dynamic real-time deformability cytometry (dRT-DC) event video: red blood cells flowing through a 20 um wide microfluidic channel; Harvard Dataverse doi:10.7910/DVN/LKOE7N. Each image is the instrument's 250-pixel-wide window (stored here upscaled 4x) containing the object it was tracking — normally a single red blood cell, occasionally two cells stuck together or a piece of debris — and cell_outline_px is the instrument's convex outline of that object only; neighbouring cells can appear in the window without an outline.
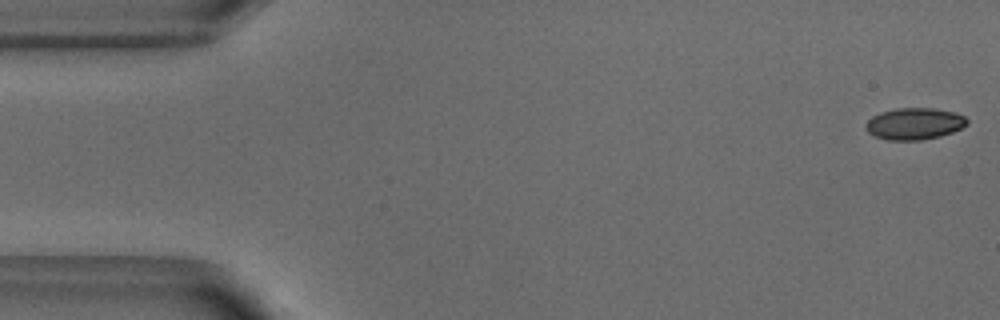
{"species": "common noctule bat (a hibernating species)", "species_latin": "Nyctalus noctula", "temperature_condition": "warm", "stored_images_in_passage": 2, "camera_frame_rate_fps": 3000, "um_per_image_px": 0.085, "animal": {"sex": "male", "body_mass_g": 18.8}, "frame": {"image": 1, "passage_image": 1, "time_ms": 0.0, "image_size_px": [1000, 320], "cell_outline_px": [[968, 124], [952, 132], [940, 136], [920, 140], [888, 140], [876, 136], [868, 132], [864, 128], [864, 124], [872, 116], [880, 112], [896, 108], [932, 108], [956, 112], [964, 116], [968, 120]], "centroid_in_image_um": [77.71, 10.51], "position_along_channel_um": 7.3, "area_um2": 18.79}}